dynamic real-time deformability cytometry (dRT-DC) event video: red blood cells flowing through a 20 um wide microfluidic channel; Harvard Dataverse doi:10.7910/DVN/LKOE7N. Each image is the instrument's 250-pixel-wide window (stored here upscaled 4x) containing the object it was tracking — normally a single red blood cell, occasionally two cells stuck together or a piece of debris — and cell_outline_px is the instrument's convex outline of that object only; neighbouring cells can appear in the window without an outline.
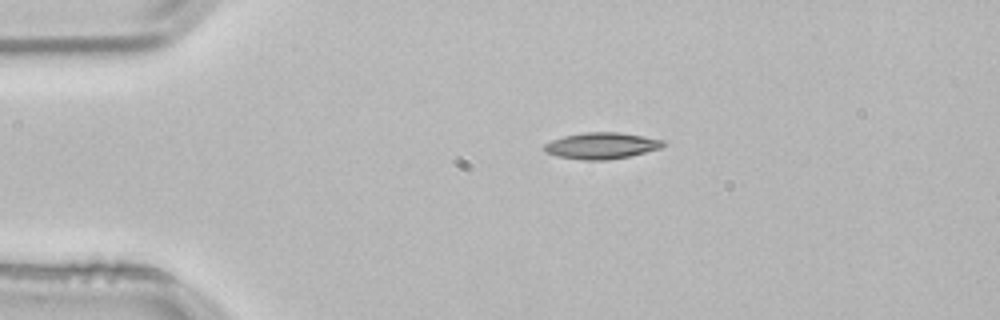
{"species": "common noctule bat (a hibernating species)", "species_latin": "Nyctalus noctula", "temperature_condition": "room temperature", "stored_images_in_passage": 43, "camera_frame_rate_fps": 3000, "um_per_image_px": 0.085, "animal": {"sex": "male", "body_mass_g": 21.5, "forearm_length_mm": 52.0}, "frame": {"image": 1, "passage_image": 1, "time_ms": 0.0, "image_size_px": [1000, 320], "cell_outline_px": [[664, 144], [660, 148], [628, 156], [608, 160], [584, 160], [556, 156], [544, 152], [544, 144], [552, 140], [564, 136], [584, 132], [620, 132], [664, 140]], "centroid_in_image_um": [51.08, 12.38], "position_along_channel_um": 33.9, "area_um2": 18.15}}
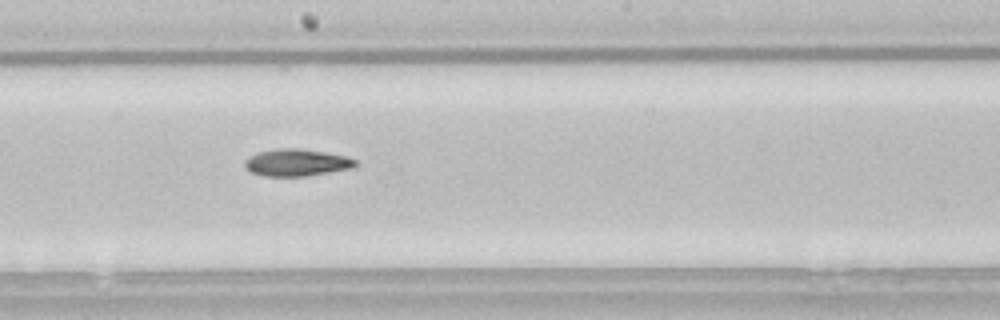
{"frame": {"image": 2, "passage_image": 19, "time_ms": 6.0, "image_size_px": [1000, 320], "cell_outline_px": [[356, 164], [352, 168], [304, 176], [264, 176], [252, 172], [244, 168], [244, 160], [248, 156], [260, 152], [280, 148], [300, 148], [324, 152], [344, 156], [356, 160]], "centroid_in_image_um": [25.16, 13.82], "position_along_channel_um": 223.0, "area_um2": 17.28}}
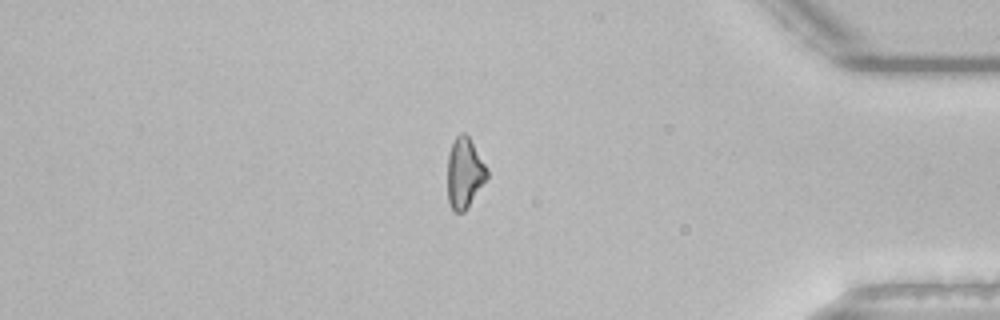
{"frame": {"image": 3, "passage_image": 35, "time_ms": 11.333, "image_size_px": [1000, 320], "cell_outline_px": [[488, 176], [464, 212], [452, 212], [448, 204], [448, 152], [456, 136], [460, 132], [464, 132], [468, 136], [488, 168]], "centroid_in_image_um": [39.47, 14.71], "position_along_channel_um": 395.7, "area_um2": 16.18}, "authors_computed_cell_mechanics": {"area_um2": 17.1666, "velocity_mm_per_s": 3.851, "shape_relaxation_time_tau1_ms": 6.7003, "shape_relaxation_time_tau2_ms": null, "deformation_change_tau1": 0.1712, "deformation_change_tau2": null}}